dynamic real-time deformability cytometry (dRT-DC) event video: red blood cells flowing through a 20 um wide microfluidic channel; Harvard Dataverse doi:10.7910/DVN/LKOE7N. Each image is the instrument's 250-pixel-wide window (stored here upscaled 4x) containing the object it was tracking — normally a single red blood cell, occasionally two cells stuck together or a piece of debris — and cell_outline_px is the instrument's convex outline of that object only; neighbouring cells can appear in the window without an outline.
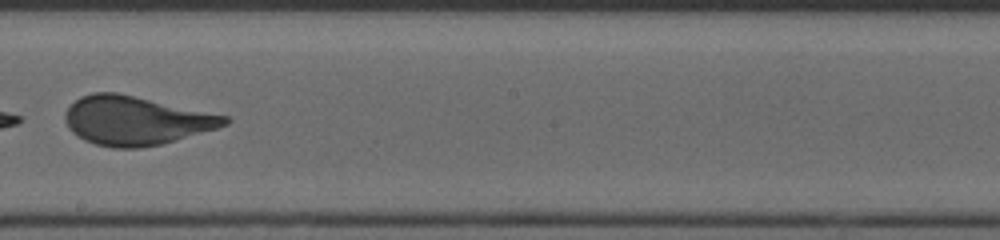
{"species": "human", "species_latin": "Homo sapiens", "temperature_condition": "cold", "stored_images_in_passage": 29, "camera_frame_rate_fps": 3000, "um_per_image_px": 0.085, "donor": {"sex": "female"}, "frame": {"image": 1, "passage_image": 14, "time_ms": 4.333, "image_size_px": [1000, 240], "cell_outline_px": [[232, 120], [228, 124], [216, 128], [160, 144], [140, 148], [112, 148], [96, 144], [84, 140], [72, 132], [68, 128], [64, 120], [64, 112], [80, 96], [92, 92], [116, 92], [228, 116]], "centroid_in_image_um": [11.5, 10.24], "position_along_channel_um": 236.7, "area_um2": 45.14}}
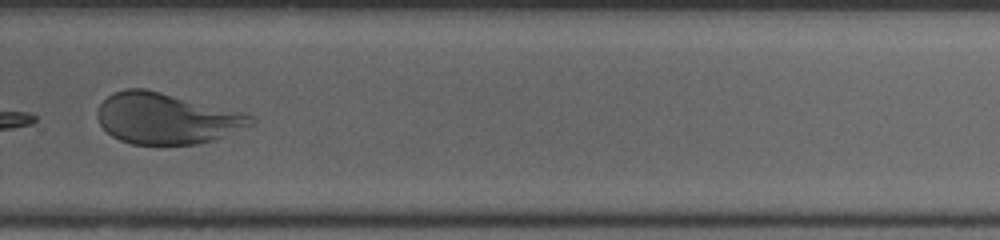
{"frame": {"image": 2, "passage_image": 19, "time_ms": 6.0, "image_size_px": [1000, 240], "cell_outline_px": [[256, 120], [252, 124], [216, 140], [200, 144], [132, 144], [120, 140], [112, 136], [100, 124], [96, 116], [96, 112], [100, 104], [108, 96], [124, 88], [144, 88], [244, 112], [252, 116]], "centroid_in_image_um": [14.15, 10.07], "position_along_channel_um": 315.6, "area_um2": 45.55}}
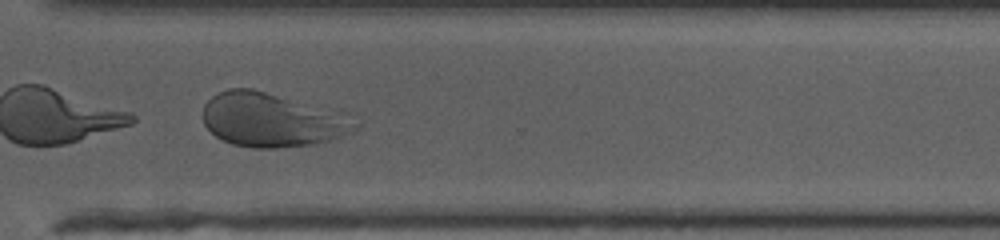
{"frame": {"image": 3, "passage_image": 21, "time_ms": 6.667, "image_size_px": [1000, 240], "cell_outline_px": [[360, 124], [352, 132], [332, 140], [316, 144], [276, 148], [252, 148], [232, 144], [216, 136], [204, 124], [200, 116], [204, 104], [216, 92], [228, 88], [252, 88], [348, 112]], "centroid_in_image_um": [23.15, 10.17], "position_along_channel_um": 347.4, "area_um2": 49.01}}